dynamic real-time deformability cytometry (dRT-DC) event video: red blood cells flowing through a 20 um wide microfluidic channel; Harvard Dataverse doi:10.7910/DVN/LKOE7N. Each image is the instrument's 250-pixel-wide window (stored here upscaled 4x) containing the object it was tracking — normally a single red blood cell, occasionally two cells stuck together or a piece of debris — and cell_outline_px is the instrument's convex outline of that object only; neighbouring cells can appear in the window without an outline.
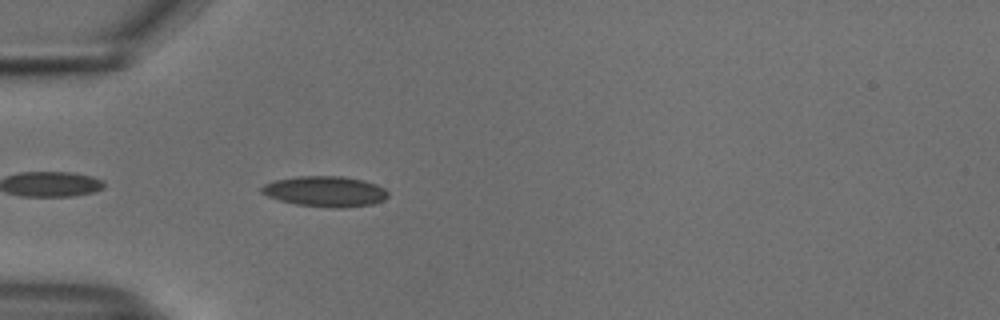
{"species": "common noctule bat (a hibernating species)", "species_latin": "Nyctalus noctula", "temperature_condition": "cold", "stored_images_in_passage": 39, "camera_frame_rate_fps": 3000, "um_per_image_px": 0.085, "animal": {"sex": "male", "body_mass_g": 18.8}, "frame": {"image": 1, "passage_image": 3, "time_ms": 0.667, "image_size_px": [1000, 320], "cell_outline_px": [[388, 196], [384, 200], [372, 204], [340, 208], [328, 208], [296, 204], [280, 200], [268, 196], [260, 192], [260, 188], [264, 184], [276, 180], [300, 176], [344, 176], [364, 180], [376, 184], [384, 188], [388, 192]], "centroid_in_image_um": [27.66, 16.27], "position_along_channel_um": 57.3, "area_um2": 22.54}}
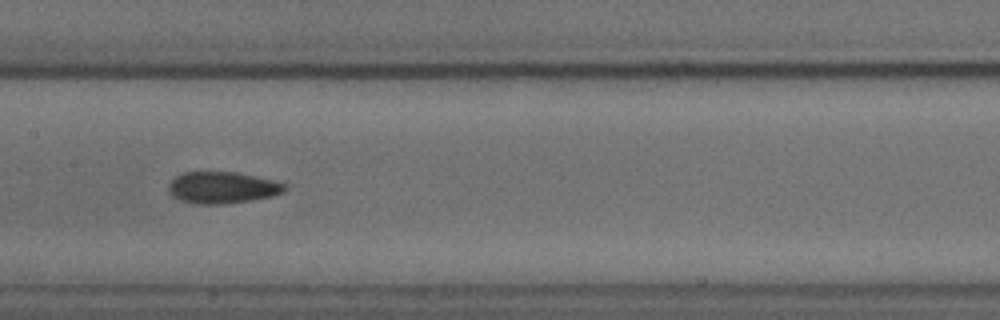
{"frame": {"image": 2, "passage_image": 14, "time_ms": 4.333, "image_size_px": [1000, 320], "cell_outline_px": [[288, 188], [284, 192], [272, 196], [252, 200], [224, 204], [196, 204], [180, 200], [172, 196], [168, 192], [168, 184], [180, 172], [236, 172], [284, 184]], "centroid_in_image_um": [18.84, 15.95], "position_along_channel_um": 188.6, "area_um2": 21.33}}
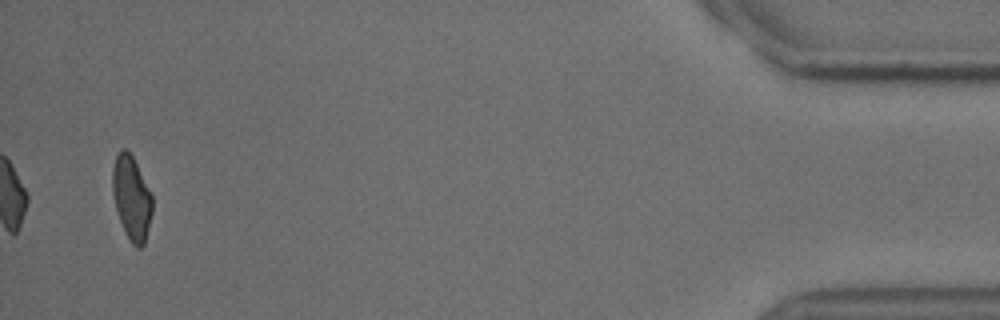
{"frame": {"image": 3, "passage_image": 39, "time_ms": 12.667, "image_size_px": [1000, 320], "cell_outline_px": [[152, 212], [144, 244], [140, 248], [136, 248], [132, 244], [120, 220], [116, 208], [112, 192], [112, 168], [116, 156], [120, 148], [124, 148], [132, 156], [152, 196]], "centroid_in_image_um": [11.17, 16.81], "position_along_channel_um": 424.0, "area_um2": 19.07}, "authors_computed_cell_mechanics": {"area_um2": 20.6924, "velocity_mm_per_s": 3.7484, "shape_relaxation_time_tau1_ms": null, "shape_relaxation_time_tau2_ms": 3.2061, "deformation_change_tau1": null, "deformation_change_tau2": 0.0836}}